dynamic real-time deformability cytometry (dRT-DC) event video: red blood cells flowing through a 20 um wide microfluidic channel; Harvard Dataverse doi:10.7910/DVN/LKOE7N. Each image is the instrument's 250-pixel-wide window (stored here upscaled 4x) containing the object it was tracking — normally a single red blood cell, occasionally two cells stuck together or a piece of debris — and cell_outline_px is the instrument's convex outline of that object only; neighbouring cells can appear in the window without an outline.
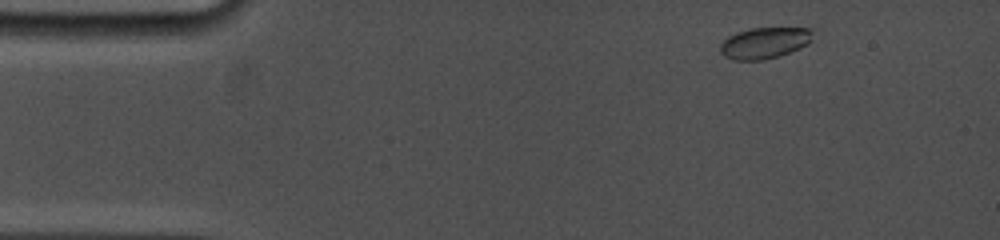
{"species": "common noctule bat (a hibernating species)", "species_latin": "Nyctalus noctula", "temperature_condition": "cold", "stored_images_in_passage": 7, "camera_frame_rate_fps": 5000, "um_per_image_px": 0.085, "animal": {"sex": "female", "body_mass_g": 19.0, "forearm_length_mm": 53.3}, "frame": {"image": 1, "passage_image": 1, "time_ms": 0.0, "image_size_px": [1000, 240], "cell_outline_px": [[820, 28], [812, 40], [808, 44], [800, 48], [780, 56], [764, 60], [732, 60], [724, 56], [720, 52], [720, 44], [728, 36], [736, 32], [752, 28]], "centroid_in_image_um": [65.06, 3.64], "position_along_channel_um": 19.9, "area_um2": 17.34}}
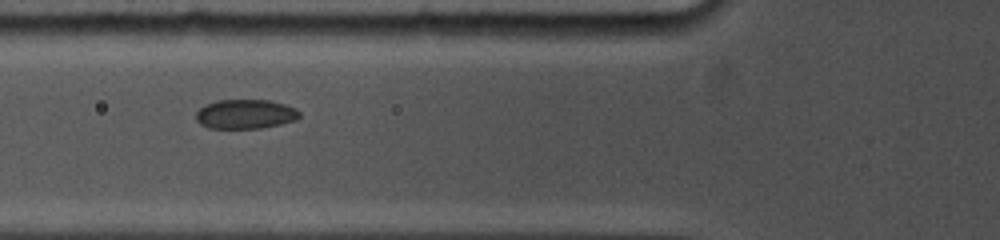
{"frame": {"image": 2, "passage_image": 6, "time_ms": 4.4, "image_size_px": [1000, 240], "cell_outline_px": [[300, 116], [296, 120], [280, 124], [260, 128], [208, 128], [200, 124], [196, 120], [196, 112], [204, 104], [216, 100], [268, 100], [284, 104], [296, 108], [300, 112]], "centroid_in_image_um": [20.84, 9.69], "position_along_channel_um": 105.0, "area_um2": 17.8}}
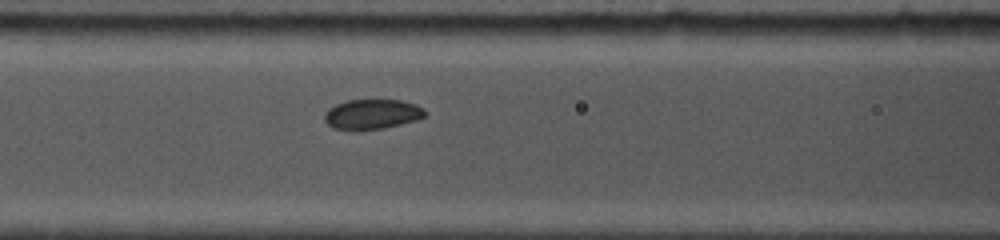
{"frame": {"image": 3, "passage_image": 7, "time_ms": 5.2, "image_size_px": [1000, 240], "cell_outline_px": [[428, 112], [424, 116], [416, 120], [384, 128], [356, 132], [352, 132], [332, 128], [324, 120], [324, 112], [328, 108], [336, 104], [348, 100], [400, 100], [416, 104], [424, 108]], "centroid_in_image_um": [31.59, 9.73], "position_along_channel_um": 135.0, "area_um2": 18.03}}